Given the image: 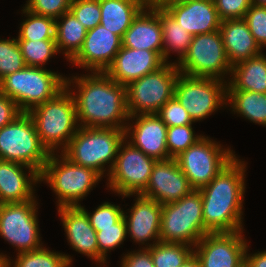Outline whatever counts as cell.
I'll return each instance as SVG.
<instances>
[{"label":"cell","instance_id":"cell-21","mask_svg":"<svg viewBox=\"0 0 266 267\" xmlns=\"http://www.w3.org/2000/svg\"><path fill=\"white\" fill-rule=\"evenodd\" d=\"M58 208L67 239L72 248L99 263L105 264L106 259L99 254L96 231L91 226L86 212L80 206H61Z\"/></svg>","mask_w":266,"mask_h":267},{"label":"cell","instance_id":"cell-34","mask_svg":"<svg viewBox=\"0 0 266 267\" xmlns=\"http://www.w3.org/2000/svg\"><path fill=\"white\" fill-rule=\"evenodd\" d=\"M26 66L42 67L58 53L55 40H17Z\"/></svg>","mask_w":266,"mask_h":267},{"label":"cell","instance_id":"cell-31","mask_svg":"<svg viewBox=\"0 0 266 267\" xmlns=\"http://www.w3.org/2000/svg\"><path fill=\"white\" fill-rule=\"evenodd\" d=\"M191 247L189 244L154 241L146 248L155 267H180L194 253Z\"/></svg>","mask_w":266,"mask_h":267},{"label":"cell","instance_id":"cell-26","mask_svg":"<svg viewBox=\"0 0 266 267\" xmlns=\"http://www.w3.org/2000/svg\"><path fill=\"white\" fill-rule=\"evenodd\" d=\"M99 3L100 24L121 38L133 19L148 5L146 0H99Z\"/></svg>","mask_w":266,"mask_h":267},{"label":"cell","instance_id":"cell-18","mask_svg":"<svg viewBox=\"0 0 266 267\" xmlns=\"http://www.w3.org/2000/svg\"><path fill=\"white\" fill-rule=\"evenodd\" d=\"M165 63L155 51L122 46L105 73L115 82L127 86L148 73L158 70Z\"/></svg>","mask_w":266,"mask_h":267},{"label":"cell","instance_id":"cell-19","mask_svg":"<svg viewBox=\"0 0 266 267\" xmlns=\"http://www.w3.org/2000/svg\"><path fill=\"white\" fill-rule=\"evenodd\" d=\"M136 119V123L125 127V138L130 136L131 143L134 147L141 150L147 156L156 160H167V126L157 114H138L129 116V119ZM134 126V127H133Z\"/></svg>","mask_w":266,"mask_h":267},{"label":"cell","instance_id":"cell-40","mask_svg":"<svg viewBox=\"0 0 266 267\" xmlns=\"http://www.w3.org/2000/svg\"><path fill=\"white\" fill-rule=\"evenodd\" d=\"M157 115L166 124L167 127L192 125L193 120L190 118L186 109L173 97L168 100L158 111Z\"/></svg>","mask_w":266,"mask_h":267},{"label":"cell","instance_id":"cell-30","mask_svg":"<svg viewBox=\"0 0 266 267\" xmlns=\"http://www.w3.org/2000/svg\"><path fill=\"white\" fill-rule=\"evenodd\" d=\"M226 99L234 112L252 122L266 126V93L226 90Z\"/></svg>","mask_w":266,"mask_h":267},{"label":"cell","instance_id":"cell-33","mask_svg":"<svg viewBox=\"0 0 266 267\" xmlns=\"http://www.w3.org/2000/svg\"><path fill=\"white\" fill-rule=\"evenodd\" d=\"M13 267H70L72 258L65 254L39 248L18 253Z\"/></svg>","mask_w":266,"mask_h":267},{"label":"cell","instance_id":"cell-27","mask_svg":"<svg viewBox=\"0 0 266 267\" xmlns=\"http://www.w3.org/2000/svg\"><path fill=\"white\" fill-rule=\"evenodd\" d=\"M226 90L266 93V56L262 53L232 66Z\"/></svg>","mask_w":266,"mask_h":267},{"label":"cell","instance_id":"cell-10","mask_svg":"<svg viewBox=\"0 0 266 267\" xmlns=\"http://www.w3.org/2000/svg\"><path fill=\"white\" fill-rule=\"evenodd\" d=\"M176 66L181 74L187 76L223 80L222 74L230 73L232 66L220 31L194 35L189 49Z\"/></svg>","mask_w":266,"mask_h":267},{"label":"cell","instance_id":"cell-35","mask_svg":"<svg viewBox=\"0 0 266 267\" xmlns=\"http://www.w3.org/2000/svg\"><path fill=\"white\" fill-rule=\"evenodd\" d=\"M25 66L17 38L0 40V81Z\"/></svg>","mask_w":266,"mask_h":267},{"label":"cell","instance_id":"cell-3","mask_svg":"<svg viewBox=\"0 0 266 267\" xmlns=\"http://www.w3.org/2000/svg\"><path fill=\"white\" fill-rule=\"evenodd\" d=\"M71 82L72 79L69 81L66 78V88L55 98L27 112L34 122L41 144L49 153H54L59 145H63V151L79 129V125L75 126L78 123L75 100L68 87Z\"/></svg>","mask_w":266,"mask_h":267},{"label":"cell","instance_id":"cell-24","mask_svg":"<svg viewBox=\"0 0 266 267\" xmlns=\"http://www.w3.org/2000/svg\"><path fill=\"white\" fill-rule=\"evenodd\" d=\"M137 196L136 202L129 211L131 212L130 216H126L123 213L127 225V233L136 243L144 244L151 239L159 242L162 205L153 199L141 195Z\"/></svg>","mask_w":266,"mask_h":267},{"label":"cell","instance_id":"cell-2","mask_svg":"<svg viewBox=\"0 0 266 267\" xmlns=\"http://www.w3.org/2000/svg\"><path fill=\"white\" fill-rule=\"evenodd\" d=\"M244 165L235 157L209 184L199 190L206 233L242 231Z\"/></svg>","mask_w":266,"mask_h":267},{"label":"cell","instance_id":"cell-12","mask_svg":"<svg viewBox=\"0 0 266 267\" xmlns=\"http://www.w3.org/2000/svg\"><path fill=\"white\" fill-rule=\"evenodd\" d=\"M223 83L215 78L191 77L180 73L174 97L186 109L193 122L203 120L220 105L227 103V84Z\"/></svg>","mask_w":266,"mask_h":267},{"label":"cell","instance_id":"cell-44","mask_svg":"<svg viewBox=\"0 0 266 267\" xmlns=\"http://www.w3.org/2000/svg\"><path fill=\"white\" fill-rule=\"evenodd\" d=\"M21 113L12 99L0 92V129L10 124Z\"/></svg>","mask_w":266,"mask_h":267},{"label":"cell","instance_id":"cell-46","mask_svg":"<svg viewBox=\"0 0 266 267\" xmlns=\"http://www.w3.org/2000/svg\"><path fill=\"white\" fill-rule=\"evenodd\" d=\"M247 250L245 252V267H266V251L249 256Z\"/></svg>","mask_w":266,"mask_h":267},{"label":"cell","instance_id":"cell-8","mask_svg":"<svg viewBox=\"0 0 266 267\" xmlns=\"http://www.w3.org/2000/svg\"><path fill=\"white\" fill-rule=\"evenodd\" d=\"M61 160L50 153L40 173V181L46 180L58 195V206H79L101 176L94 170L75 164L61 154Z\"/></svg>","mask_w":266,"mask_h":267},{"label":"cell","instance_id":"cell-49","mask_svg":"<svg viewBox=\"0 0 266 267\" xmlns=\"http://www.w3.org/2000/svg\"><path fill=\"white\" fill-rule=\"evenodd\" d=\"M11 260L7 259L5 255L0 254V267H11Z\"/></svg>","mask_w":266,"mask_h":267},{"label":"cell","instance_id":"cell-4","mask_svg":"<svg viewBox=\"0 0 266 267\" xmlns=\"http://www.w3.org/2000/svg\"><path fill=\"white\" fill-rule=\"evenodd\" d=\"M124 139L125 130L81 126L61 152L71 162L90 168L102 177L106 163H111L109 173L112 170Z\"/></svg>","mask_w":266,"mask_h":267},{"label":"cell","instance_id":"cell-16","mask_svg":"<svg viewBox=\"0 0 266 267\" xmlns=\"http://www.w3.org/2000/svg\"><path fill=\"white\" fill-rule=\"evenodd\" d=\"M194 189L175 158L157 160L145 190L140 194L161 205L178 201Z\"/></svg>","mask_w":266,"mask_h":267},{"label":"cell","instance_id":"cell-38","mask_svg":"<svg viewBox=\"0 0 266 267\" xmlns=\"http://www.w3.org/2000/svg\"><path fill=\"white\" fill-rule=\"evenodd\" d=\"M99 254L105 259L106 252L113 250L121 245L127 235V225L125 218L122 216L116 223L115 227L101 228L96 232Z\"/></svg>","mask_w":266,"mask_h":267},{"label":"cell","instance_id":"cell-51","mask_svg":"<svg viewBox=\"0 0 266 267\" xmlns=\"http://www.w3.org/2000/svg\"><path fill=\"white\" fill-rule=\"evenodd\" d=\"M148 3H153L155 0H146Z\"/></svg>","mask_w":266,"mask_h":267},{"label":"cell","instance_id":"cell-14","mask_svg":"<svg viewBox=\"0 0 266 267\" xmlns=\"http://www.w3.org/2000/svg\"><path fill=\"white\" fill-rule=\"evenodd\" d=\"M35 199L21 203L0 204V235L21 252L42 247L39 238Z\"/></svg>","mask_w":266,"mask_h":267},{"label":"cell","instance_id":"cell-29","mask_svg":"<svg viewBox=\"0 0 266 267\" xmlns=\"http://www.w3.org/2000/svg\"><path fill=\"white\" fill-rule=\"evenodd\" d=\"M86 33L85 27L70 11L64 13L56 19L55 41L58 52L66 50L64 54L71 61L82 48Z\"/></svg>","mask_w":266,"mask_h":267},{"label":"cell","instance_id":"cell-39","mask_svg":"<svg viewBox=\"0 0 266 267\" xmlns=\"http://www.w3.org/2000/svg\"><path fill=\"white\" fill-rule=\"evenodd\" d=\"M87 214L94 230L101 231V228L115 227V223L123 216L124 211L120 206L104 202L97 207L93 214L88 213L84 207L79 205Z\"/></svg>","mask_w":266,"mask_h":267},{"label":"cell","instance_id":"cell-17","mask_svg":"<svg viewBox=\"0 0 266 267\" xmlns=\"http://www.w3.org/2000/svg\"><path fill=\"white\" fill-rule=\"evenodd\" d=\"M121 47L122 38L99 24L87 31L82 48L71 62L90 71L105 72Z\"/></svg>","mask_w":266,"mask_h":267},{"label":"cell","instance_id":"cell-15","mask_svg":"<svg viewBox=\"0 0 266 267\" xmlns=\"http://www.w3.org/2000/svg\"><path fill=\"white\" fill-rule=\"evenodd\" d=\"M242 231L207 233L195 245L201 267H244L248 248Z\"/></svg>","mask_w":266,"mask_h":267},{"label":"cell","instance_id":"cell-41","mask_svg":"<svg viewBox=\"0 0 266 267\" xmlns=\"http://www.w3.org/2000/svg\"><path fill=\"white\" fill-rule=\"evenodd\" d=\"M258 45H266V6L251 5L244 18Z\"/></svg>","mask_w":266,"mask_h":267},{"label":"cell","instance_id":"cell-43","mask_svg":"<svg viewBox=\"0 0 266 267\" xmlns=\"http://www.w3.org/2000/svg\"><path fill=\"white\" fill-rule=\"evenodd\" d=\"M221 21L242 19L252 5L251 0H213Z\"/></svg>","mask_w":266,"mask_h":267},{"label":"cell","instance_id":"cell-36","mask_svg":"<svg viewBox=\"0 0 266 267\" xmlns=\"http://www.w3.org/2000/svg\"><path fill=\"white\" fill-rule=\"evenodd\" d=\"M202 137L194 135L191 125L167 127L168 159L177 157Z\"/></svg>","mask_w":266,"mask_h":267},{"label":"cell","instance_id":"cell-9","mask_svg":"<svg viewBox=\"0 0 266 267\" xmlns=\"http://www.w3.org/2000/svg\"><path fill=\"white\" fill-rule=\"evenodd\" d=\"M180 71L175 63H165L158 70L127 85V112L129 116L157 114L174 97ZM141 112V113H140Z\"/></svg>","mask_w":266,"mask_h":267},{"label":"cell","instance_id":"cell-6","mask_svg":"<svg viewBox=\"0 0 266 267\" xmlns=\"http://www.w3.org/2000/svg\"><path fill=\"white\" fill-rule=\"evenodd\" d=\"M205 234L199 190H193L178 201L162 205L161 242L195 246Z\"/></svg>","mask_w":266,"mask_h":267},{"label":"cell","instance_id":"cell-45","mask_svg":"<svg viewBox=\"0 0 266 267\" xmlns=\"http://www.w3.org/2000/svg\"><path fill=\"white\" fill-rule=\"evenodd\" d=\"M121 267H155L147 248L139 250L138 252L128 253L122 259Z\"/></svg>","mask_w":266,"mask_h":267},{"label":"cell","instance_id":"cell-42","mask_svg":"<svg viewBox=\"0 0 266 267\" xmlns=\"http://www.w3.org/2000/svg\"><path fill=\"white\" fill-rule=\"evenodd\" d=\"M72 0H28L25 9L33 14L59 18L68 12Z\"/></svg>","mask_w":266,"mask_h":267},{"label":"cell","instance_id":"cell-50","mask_svg":"<svg viewBox=\"0 0 266 267\" xmlns=\"http://www.w3.org/2000/svg\"><path fill=\"white\" fill-rule=\"evenodd\" d=\"M253 5L266 6V0H251Z\"/></svg>","mask_w":266,"mask_h":267},{"label":"cell","instance_id":"cell-5","mask_svg":"<svg viewBox=\"0 0 266 267\" xmlns=\"http://www.w3.org/2000/svg\"><path fill=\"white\" fill-rule=\"evenodd\" d=\"M65 88L66 78L43 67L25 66L0 81V92L22 112L55 98Z\"/></svg>","mask_w":266,"mask_h":267},{"label":"cell","instance_id":"cell-32","mask_svg":"<svg viewBox=\"0 0 266 267\" xmlns=\"http://www.w3.org/2000/svg\"><path fill=\"white\" fill-rule=\"evenodd\" d=\"M28 18L21 24L17 40H55L56 19L22 10Z\"/></svg>","mask_w":266,"mask_h":267},{"label":"cell","instance_id":"cell-20","mask_svg":"<svg viewBox=\"0 0 266 267\" xmlns=\"http://www.w3.org/2000/svg\"><path fill=\"white\" fill-rule=\"evenodd\" d=\"M163 7L193 36L220 29L221 20L213 0H186Z\"/></svg>","mask_w":266,"mask_h":267},{"label":"cell","instance_id":"cell-48","mask_svg":"<svg viewBox=\"0 0 266 267\" xmlns=\"http://www.w3.org/2000/svg\"><path fill=\"white\" fill-rule=\"evenodd\" d=\"M183 1H186V0H155L153 3L163 7L167 3H176V2H183Z\"/></svg>","mask_w":266,"mask_h":267},{"label":"cell","instance_id":"cell-11","mask_svg":"<svg viewBox=\"0 0 266 267\" xmlns=\"http://www.w3.org/2000/svg\"><path fill=\"white\" fill-rule=\"evenodd\" d=\"M236 156L228 148L223 150L218 143L200 138L175 160L194 190H200L214 179Z\"/></svg>","mask_w":266,"mask_h":267},{"label":"cell","instance_id":"cell-25","mask_svg":"<svg viewBox=\"0 0 266 267\" xmlns=\"http://www.w3.org/2000/svg\"><path fill=\"white\" fill-rule=\"evenodd\" d=\"M219 31L231 66L261 54V47L243 18L221 21Z\"/></svg>","mask_w":266,"mask_h":267},{"label":"cell","instance_id":"cell-23","mask_svg":"<svg viewBox=\"0 0 266 267\" xmlns=\"http://www.w3.org/2000/svg\"><path fill=\"white\" fill-rule=\"evenodd\" d=\"M29 170V176L23 168ZM40 181V173L26 165L0 159V204L21 203L35 199L33 183Z\"/></svg>","mask_w":266,"mask_h":267},{"label":"cell","instance_id":"cell-7","mask_svg":"<svg viewBox=\"0 0 266 267\" xmlns=\"http://www.w3.org/2000/svg\"><path fill=\"white\" fill-rule=\"evenodd\" d=\"M49 155L27 112L0 129L1 160L20 163L41 173Z\"/></svg>","mask_w":266,"mask_h":267},{"label":"cell","instance_id":"cell-1","mask_svg":"<svg viewBox=\"0 0 266 267\" xmlns=\"http://www.w3.org/2000/svg\"><path fill=\"white\" fill-rule=\"evenodd\" d=\"M92 73L73 79L79 92L73 95L77 120H81L79 126L125 130L126 125L120 123L129 120L127 87L112 80L105 72Z\"/></svg>","mask_w":266,"mask_h":267},{"label":"cell","instance_id":"cell-28","mask_svg":"<svg viewBox=\"0 0 266 267\" xmlns=\"http://www.w3.org/2000/svg\"><path fill=\"white\" fill-rule=\"evenodd\" d=\"M157 16L160 20L164 44L162 59L167 62L170 51L174 50L179 53L178 61H180L189 49L193 35L178 24L164 7L157 5Z\"/></svg>","mask_w":266,"mask_h":267},{"label":"cell","instance_id":"cell-47","mask_svg":"<svg viewBox=\"0 0 266 267\" xmlns=\"http://www.w3.org/2000/svg\"><path fill=\"white\" fill-rule=\"evenodd\" d=\"M180 267H201L198 258L193 253Z\"/></svg>","mask_w":266,"mask_h":267},{"label":"cell","instance_id":"cell-13","mask_svg":"<svg viewBox=\"0 0 266 267\" xmlns=\"http://www.w3.org/2000/svg\"><path fill=\"white\" fill-rule=\"evenodd\" d=\"M123 140L109 174V187L124 197L140 195L148 185L156 159ZM123 144H125L123 146ZM123 148V149H122Z\"/></svg>","mask_w":266,"mask_h":267},{"label":"cell","instance_id":"cell-37","mask_svg":"<svg viewBox=\"0 0 266 267\" xmlns=\"http://www.w3.org/2000/svg\"><path fill=\"white\" fill-rule=\"evenodd\" d=\"M69 11L87 31L100 24L101 10L99 0H72Z\"/></svg>","mask_w":266,"mask_h":267},{"label":"cell","instance_id":"cell-22","mask_svg":"<svg viewBox=\"0 0 266 267\" xmlns=\"http://www.w3.org/2000/svg\"><path fill=\"white\" fill-rule=\"evenodd\" d=\"M122 46L155 51L162 57V28L157 16L156 4L148 3L133 19L131 26L122 37Z\"/></svg>","mask_w":266,"mask_h":267}]
</instances>
